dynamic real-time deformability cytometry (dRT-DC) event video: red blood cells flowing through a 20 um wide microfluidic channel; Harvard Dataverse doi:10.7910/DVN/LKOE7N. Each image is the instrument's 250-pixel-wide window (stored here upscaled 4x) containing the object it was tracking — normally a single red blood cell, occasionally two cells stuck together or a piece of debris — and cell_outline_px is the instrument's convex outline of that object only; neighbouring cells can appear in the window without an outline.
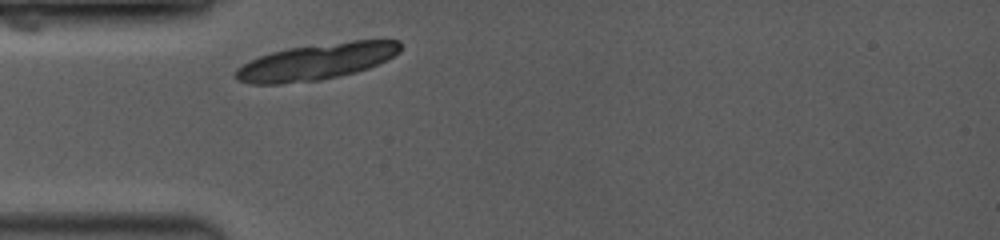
{"species": "common noctule bat (a hibernating species)", "species_latin": "Nyctalus noctula", "temperature_condition": "room temperature", "stored_images_in_passage": 1, "camera_frame_rate_fps": 3500, "um_per_image_px": 0.085, "animal": {"sex": "female", "body_mass_g": 19.0, "forearm_length_mm": 53.3}, "frame": {"image": 1, "passage_image": 1, "time_ms": 0.0, "image_size_px": [1000, 240], "cell_outline_px": [[400, 52], [368, 68], [356, 72], [320, 80], [280, 84], [252, 84], [236, 80], [232, 76], [236, 68], [260, 56], [272, 52], [288, 48], [352, 40], [400, 40]], "centroid_in_image_um": [26.85, 5.25], "position_along_channel_um": 58.1, "area_um2": 34.62}}